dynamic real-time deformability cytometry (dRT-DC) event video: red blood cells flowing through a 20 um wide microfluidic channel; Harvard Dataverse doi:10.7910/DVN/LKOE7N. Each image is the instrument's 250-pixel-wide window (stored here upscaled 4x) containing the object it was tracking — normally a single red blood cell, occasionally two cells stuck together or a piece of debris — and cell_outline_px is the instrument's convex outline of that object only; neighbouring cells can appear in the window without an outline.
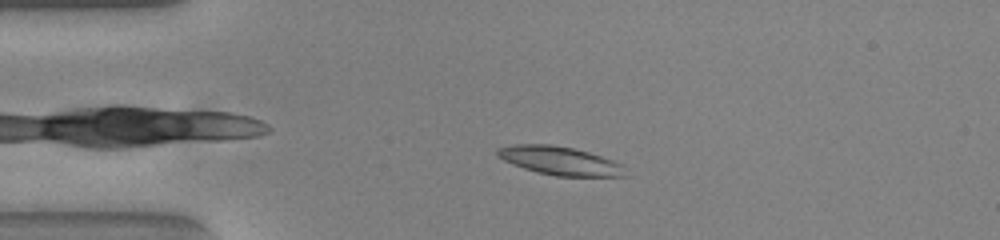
{"species": "common noctule bat (a hibernating species)", "species_latin": "Nyctalus noctula", "temperature_condition": "warm", "stored_images_in_passage": 51, "camera_frame_rate_fps": 3000, "um_per_image_px": 0.085, "animal": {"sex": "female", "body_mass_g": 23.0, "forearm_length_mm": 53.4}, "frame": {"image": 1, "passage_image": 9, "time_ms": 2.667, "image_size_px": [1000, 240], "cell_outline_px": [[628, 176], [556, 176], [536, 172], [512, 164], [496, 156], [496, 148], [516, 144], [548, 144], [572, 148], [588, 152], [612, 160], [620, 164]], "centroid_in_image_um": [47.53, 13.66], "position_along_channel_um": 37.5, "area_um2": 21.04}}
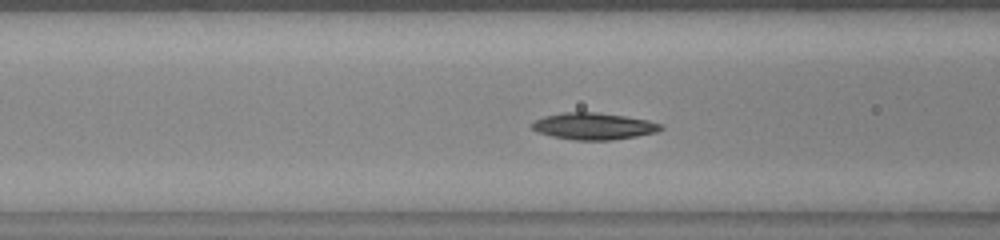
{"frame": {"image": 2, "passage_image": 18, "time_ms": 5.667, "image_size_px": [1000, 240], "cell_outline_px": [[664, 128], [656, 132], [636, 136], [612, 140], [572, 140], [552, 136], [536, 132], [532, 128], [532, 124], [536, 120], [544, 116], [564, 112], [596, 112], [624, 116], [648, 120], [660, 124]], "centroid_in_image_um": [50.44, 10.73], "position_along_channel_um": 116.2, "area_um2": 20.0}}
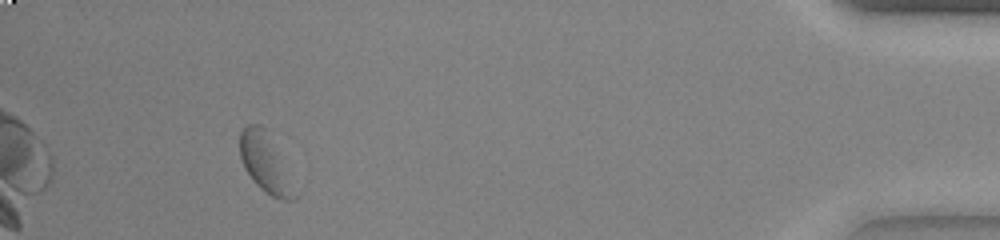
{"frame": {"image": 3, "passage_image": 47, "time_ms": 15.333, "image_size_px": [1000, 240], "cell_outline_px": [[296, 200], [280, 200], [264, 192], [256, 184], [244, 168], [240, 156], [240, 132], [248, 124], [260, 124], [264, 128], [296, 196]], "centroid_in_image_um": [22.44, 13.87], "position_along_channel_um": 412.8, "area_um2": 17.34}, "authors_computed_cell_mechanics": {"area_um2": 20.7502, "velocity_mm_per_s": 3.7364, "shape_relaxation_time_tau1_ms": 3.3522, "shape_relaxation_time_tau2_ms": 4.7966, "deformation_change_tau1": 0.0819, "deformation_change_tau2": 0.1096}}